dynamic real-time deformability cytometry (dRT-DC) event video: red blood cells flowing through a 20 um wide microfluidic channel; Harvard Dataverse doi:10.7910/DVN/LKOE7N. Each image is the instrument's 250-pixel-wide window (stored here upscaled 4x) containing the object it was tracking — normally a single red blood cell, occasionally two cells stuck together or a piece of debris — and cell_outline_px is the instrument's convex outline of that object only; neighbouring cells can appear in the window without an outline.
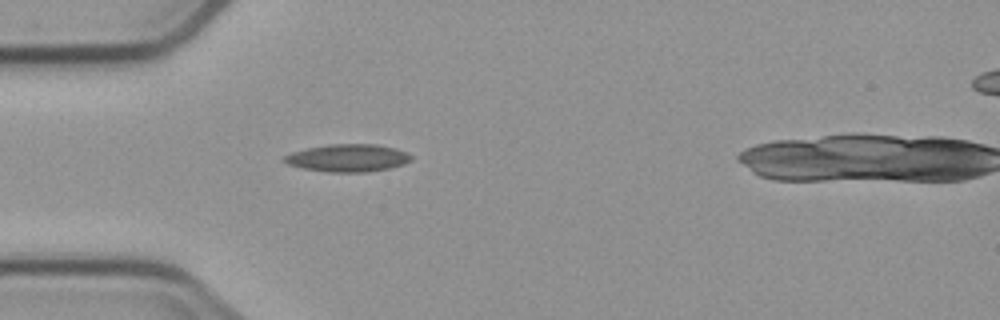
{"species": "common noctule bat (a hibernating species)", "species_latin": "Nyctalus noctula", "temperature_condition": "cold", "stored_images_in_passage": 5, "camera_frame_rate_fps": 3000, "um_per_image_px": 0.085, "animal": {"sex": "male", "body_mass_g": 23.1, "forearm_length_mm": 52.7}, "frame": {"image": 1, "passage_image": 4, "time_ms": 5.0, "image_size_px": [1000, 320], "cell_outline_px": [[412, 160], [404, 164], [388, 168], [368, 172], [328, 172], [304, 168], [288, 164], [280, 160], [284, 156], [292, 152], [308, 148], [328, 144], [376, 144], [396, 148], [408, 152], [412, 156]], "centroid_in_image_um": [29.59, 13.42], "position_along_channel_um": 55.4, "area_um2": 20.46}}